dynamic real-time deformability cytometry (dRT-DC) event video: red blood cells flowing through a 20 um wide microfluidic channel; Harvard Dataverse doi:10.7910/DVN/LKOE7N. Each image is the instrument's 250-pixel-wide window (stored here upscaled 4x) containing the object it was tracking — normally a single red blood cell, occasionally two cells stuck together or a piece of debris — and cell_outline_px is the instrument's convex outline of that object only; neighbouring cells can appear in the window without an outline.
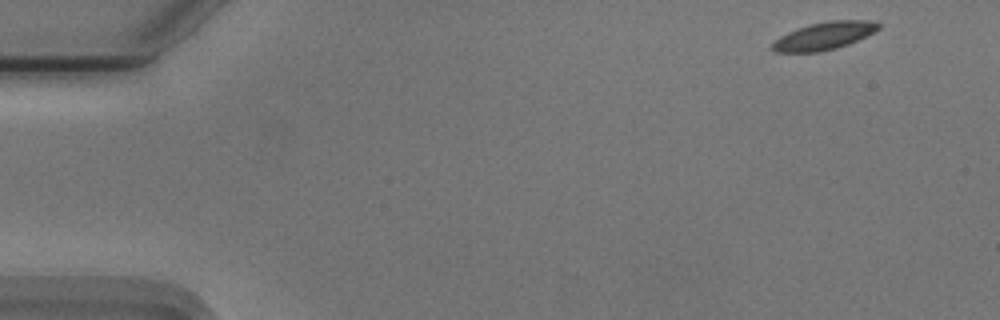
{"species": "Egyptian fruit bat (a non-hibernating species)", "species_latin": "Rousettus aegyptiacus", "temperature_condition": "cold", "stored_images_in_passage": 9, "camera_frame_rate_fps": 3000, "um_per_image_px": 0.085, "animal": {"sex": "male"}, "frame": {"image": 1, "passage_image": 1, "time_ms": 0.0, "image_size_px": [1000, 320], "cell_outline_px": [[880, 28], [848, 44], [836, 48], [820, 52], [772, 52], [768, 48], [780, 36], [788, 32], [808, 24], [828, 20], [876, 20], [880, 24]], "centroid_in_image_um": [70.01, 3.04], "position_along_channel_um": 15.0, "area_um2": 17.17}}